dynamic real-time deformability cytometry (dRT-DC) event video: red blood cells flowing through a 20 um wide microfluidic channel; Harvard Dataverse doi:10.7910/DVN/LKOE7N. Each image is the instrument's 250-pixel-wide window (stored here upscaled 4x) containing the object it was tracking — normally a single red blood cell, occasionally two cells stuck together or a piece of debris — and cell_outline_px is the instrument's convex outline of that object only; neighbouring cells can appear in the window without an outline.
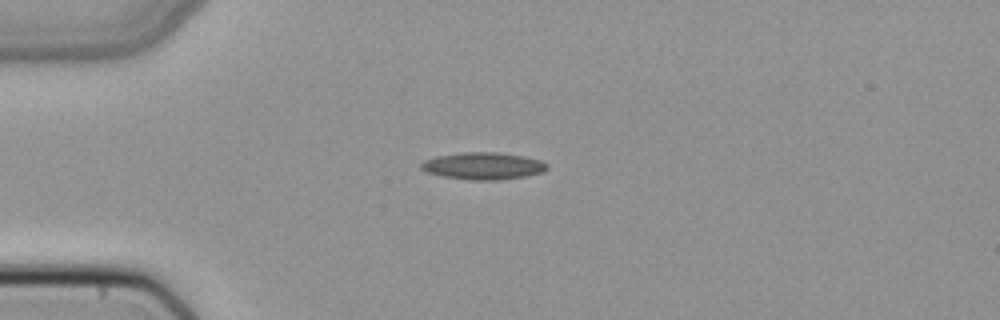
{"species": "common noctule bat (a hibernating species)", "species_latin": "Nyctalus noctula", "temperature_condition": "cold", "stored_images_in_passage": 38, "camera_frame_rate_fps": 3000, "um_per_image_px": 0.085, "animal": {"sex": "female", "body_mass_g": 22.7, "forearm_length_mm": 54.2}, "frame": {"image": 1, "passage_image": 1, "time_ms": 0.0, "image_size_px": [1000, 320], "cell_outline_px": [[548, 168], [544, 172], [528, 176], [500, 180], [472, 180], [444, 176], [428, 172], [420, 168], [420, 164], [424, 160], [436, 156], [464, 152], [500, 152], [524, 156], [540, 160], [548, 164]], "centroid_in_image_um": [41.12, 14.1], "position_along_channel_um": 43.9, "area_um2": 20.0}}
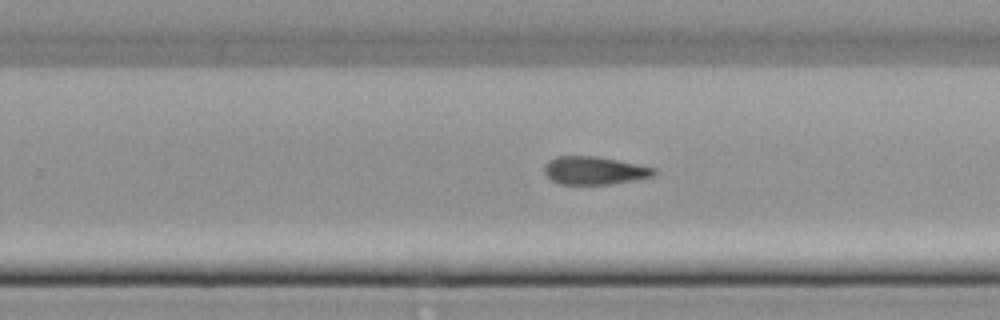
{"frame": {"image": 2, "passage_image": 20, "time_ms": 6.333, "image_size_px": [1000, 320], "cell_outline_px": [[656, 172], [652, 176], [632, 180], [608, 184], [560, 184], [552, 180], [544, 172], [544, 164], [548, 160], [556, 156], [596, 156], [656, 168]], "centroid_in_image_um": [50.47, 14.48], "position_along_channel_um": 279.3, "area_um2": 17.69}}
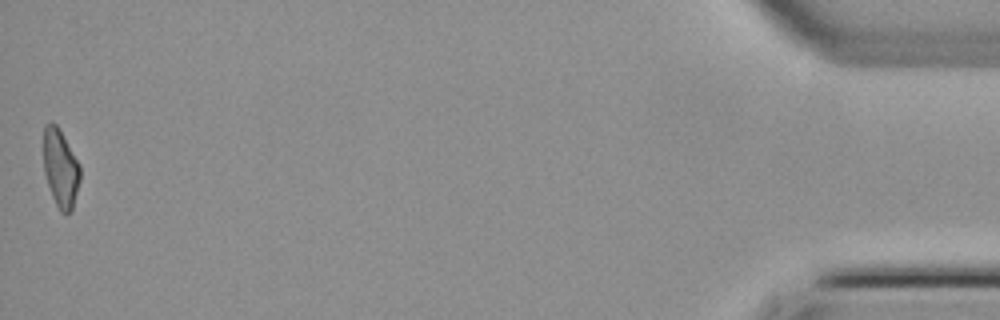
{"frame": {"image": 3, "passage_image": 38, "time_ms": 12.333, "image_size_px": [1000, 320], "cell_outline_px": [[80, 180], [72, 208], [68, 212], [60, 212], [52, 196], [44, 172], [44, 124], [52, 120], [56, 124], [80, 164]], "centroid_in_image_um": [5.14, 14.26], "position_along_channel_um": 430.1, "area_um2": 16.42}}